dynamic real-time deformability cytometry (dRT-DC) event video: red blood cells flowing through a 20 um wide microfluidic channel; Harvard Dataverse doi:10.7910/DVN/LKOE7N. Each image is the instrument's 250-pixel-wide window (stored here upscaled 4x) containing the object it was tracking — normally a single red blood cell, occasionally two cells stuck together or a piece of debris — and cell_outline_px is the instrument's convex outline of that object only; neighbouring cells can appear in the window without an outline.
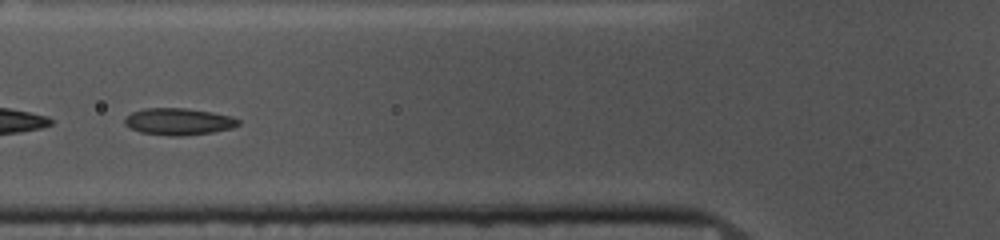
{"species": "common noctule bat (a hibernating species)", "species_latin": "Nyctalus noctula", "temperature_condition": "cold", "stored_images_in_passage": 52, "segment_of_instrument_passage": [2, 2], "camera_frame_rate_fps": 3000, "um_per_image_px": 0.085, "animal": {"sex": "female", "body_mass_g": 10.0, "forearm_length_mm": 53.1}, "frame": {"image": 1, "passage_image": 19, "time_ms": 6.0, "image_size_px": [1000, 240], "cell_outline_px": [[240, 124], [232, 128], [212, 132], [180, 136], [172, 136], [140, 132], [124, 124], [124, 120], [132, 112], [144, 108], [184, 108], [212, 112], [232, 116], [240, 120]], "centroid_in_image_um": [15.2, 10.33], "position_along_channel_um": 110.6, "area_um2": 17.69}}
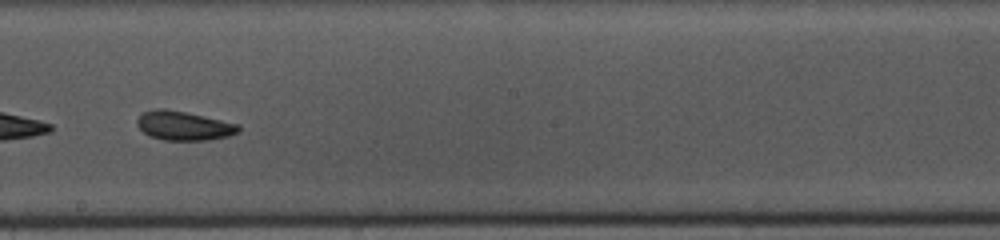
{"frame": {"image": 2, "passage_image": 29, "time_ms": 9.333, "image_size_px": [1000, 240], "cell_outline_px": [[240, 132], [228, 136], [208, 140], [164, 140], [148, 136], [136, 124], [136, 120], [144, 112], [156, 108], [164, 108], [204, 116], [240, 124]], "centroid_in_image_um": [15.63, 10.69], "position_along_channel_um": 232.6, "area_um2": 17.22}}
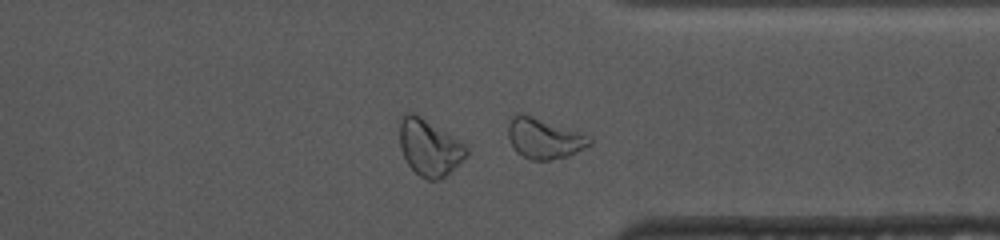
{"frame": {"image": 3, "passage_image": 40, "time_ms": 13.0, "image_size_px": [1000, 240], "cell_outline_px": [[592, 144], [568, 156], [548, 160], [528, 160], [516, 152], [508, 136], [508, 124], [512, 116], [516, 112], [520, 112], [532, 116], [576, 132], [592, 140]], "centroid_in_image_um": [46.17, 11.78], "position_along_channel_um": 365.2, "area_um2": 18.79}}